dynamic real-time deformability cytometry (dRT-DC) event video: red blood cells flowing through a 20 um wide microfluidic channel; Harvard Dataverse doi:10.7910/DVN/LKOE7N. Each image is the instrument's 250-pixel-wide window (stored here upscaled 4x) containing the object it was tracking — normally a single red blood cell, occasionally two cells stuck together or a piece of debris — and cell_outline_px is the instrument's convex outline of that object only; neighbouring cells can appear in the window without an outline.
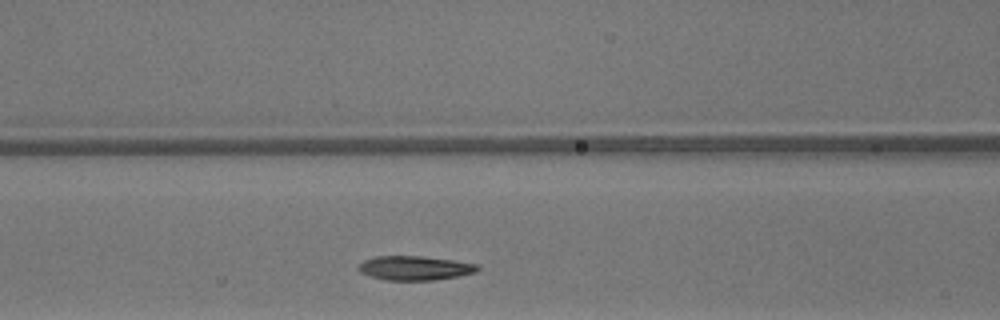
{"species": "common noctule bat (a hibernating species)", "species_latin": "Nyctalus noctula", "temperature_condition": "warm", "stored_images_in_passage": 25, "camera_frame_rate_fps": 3000, "um_per_image_px": 0.085, "animal": {"sex": "male", "body_mass_g": 13.3}, "frame": {"image": 1, "passage_image": 8, "time_ms": 2.333, "image_size_px": [1000, 320], "cell_outline_px": [[480, 268], [476, 272], [460, 276], [432, 280], [384, 280], [360, 272], [356, 268], [364, 260], [376, 256], [424, 256], [480, 264]], "centroid_in_image_um": [35.29, 22.78], "position_along_channel_um": 131.3, "area_um2": 16.88}}
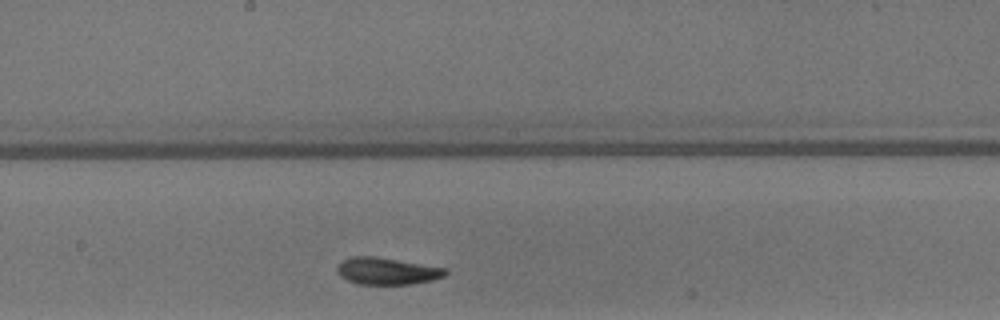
{"frame": {"image": 2, "passage_image": 14, "time_ms": 4.333, "image_size_px": [1000, 320], "cell_outline_px": [[448, 272], [444, 276], [432, 280], [412, 284], [360, 284], [348, 280], [340, 276], [336, 268], [344, 260], [352, 256], [376, 256], [448, 268]], "centroid_in_image_um": [32.93, 23.03], "position_along_channel_um": 215.3, "area_um2": 16.99}}
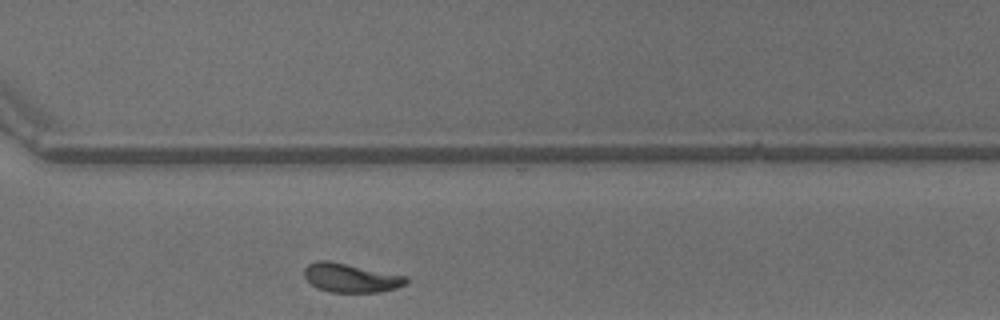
{"frame": {"image": 3, "passage_image": 23, "time_ms": 7.333, "image_size_px": [1000, 320], "cell_outline_px": [[408, 280], [404, 284], [396, 288], [380, 292], [332, 292], [316, 288], [304, 276], [304, 268], [308, 264], [316, 260], [328, 260], [408, 276]], "centroid_in_image_um": [29.8, 23.61], "position_along_channel_um": 340.8, "area_um2": 17.17}, "authors_computed_cell_mechanics": {"area_um2": 17.1088, "velocity_mm_per_s": 4.2068, "shape_relaxation_time_tau1_ms": 3.0977, "shape_relaxation_time_tau2_ms": 1.8571, "deformation_change_tau1": 0.1402, "deformation_change_tau2": 0.0697}}